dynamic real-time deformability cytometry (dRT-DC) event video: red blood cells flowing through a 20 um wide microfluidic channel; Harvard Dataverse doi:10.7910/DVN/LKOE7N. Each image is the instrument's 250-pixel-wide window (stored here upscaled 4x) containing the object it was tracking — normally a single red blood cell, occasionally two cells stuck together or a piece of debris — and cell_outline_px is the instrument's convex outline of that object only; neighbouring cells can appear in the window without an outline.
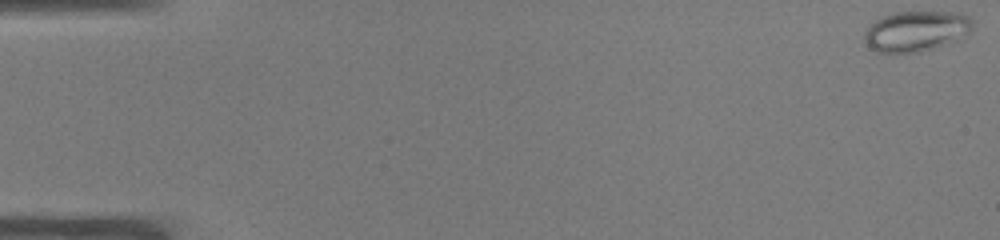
{"species": "common noctule bat (a hibernating species)", "species_latin": "Nyctalus noctula", "temperature_condition": "warm", "stored_images_in_passage": 52, "camera_frame_rate_fps": 3000, "um_per_image_px": 0.085, "animal": {"sex": "male", "body_mass_g": 19.0, "forearm_length_mm": 50.8}, "frame": {"image": 1, "passage_image": 1, "time_ms": 0.0, "image_size_px": [1000, 240], "cell_outline_px": [[972, 28], [968, 32], [956, 40], [920, 52], [876, 52], [868, 48], [864, 40], [864, 32], [880, 16], [896, 12], [956, 12], [972, 16]], "centroid_in_image_um": [77.85, 2.63], "position_along_channel_um": 7.2, "area_um2": 25.43}}
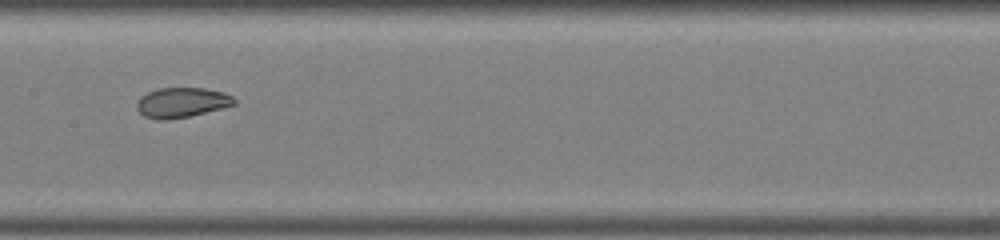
{"frame": {"image": 2, "passage_image": 27, "time_ms": 8.667, "image_size_px": [1000, 240], "cell_outline_px": [[236, 104], [188, 116], [168, 120], [156, 120], [144, 116], [136, 108], [136, 104], [140, 96], [148, 92], [160, 88], [204, 88], [224, 92], [232, 96], [236, 100]], "centroid_in_image_um": [15.42, 8.71], "position_along_channel_um": 192.0, "area_um2": 16.94}}
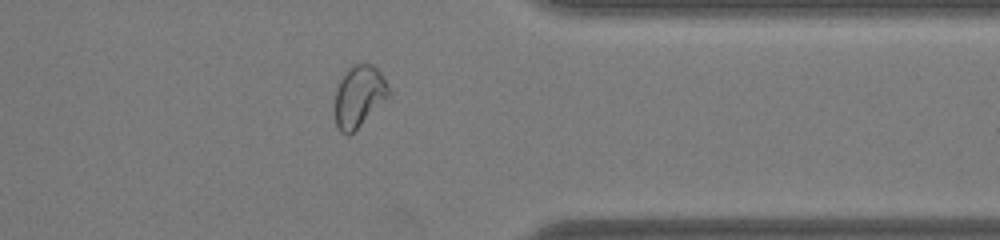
{"frame": {"image": 3, "passage_image": 42, "time_ms": 13.667, "image_size_px": [1000, 240], "cell_outline_px": [[388, 96], [348, 136], [340, 132], [336, 124], [332, 112], [332, 108], [336, 88], [344, 72], [352, 64], [372, 64], [384, 76], [388, 84]], "centroid_in_image_um": [30.43, 8.17], "position_along_channel_um": 381.0, "area_um2": 19.36}, "authors_computed_cell_mechanics": {"area_um2": 21.6172, "velocity_mm_per_s": 3.9189, "shape_relaxation_time_tau1_ms": null, "shape_relaxation_time_tau2_ms": 1.4464, "deformation_change_tau1": null, "deformation_change_tau2": 0.0524}}